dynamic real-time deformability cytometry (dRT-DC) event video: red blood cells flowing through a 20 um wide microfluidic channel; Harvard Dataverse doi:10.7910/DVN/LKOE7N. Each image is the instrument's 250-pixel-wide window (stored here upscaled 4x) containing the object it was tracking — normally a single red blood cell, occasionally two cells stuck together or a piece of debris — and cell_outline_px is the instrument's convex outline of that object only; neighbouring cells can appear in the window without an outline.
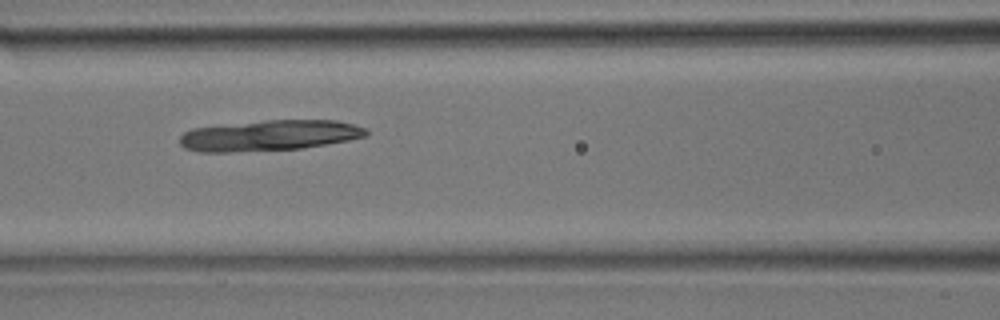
{"species": "common noctule bat (a hibernating species)", "species_latin": "Nyctalus noctula", "temperature_condition": "room temperature", "stored_images_in_passage": 35, "camera_frame_rate_fps": 3000, "um_per_image_px": 0.085, "animal": {"sex": "male", "body_mass_g": 17.9}, "frame": {"image": 1, "passage_image": 15, "time_ms": 4.667, "image_size_px": [1000, 320], "cell_outline_px": [[368, 136], [348, 140], [300, 148], [232, 152], [200, 152], [184, 148], [180, 144], [180, 136], [184, 132], [192, 128], [264, 120], [336, 120], [368, 128]], "centroid_in_image_um": [22.89, 11.51], "position_along_channel_um": 143.7, "area_um2": 33.29}}
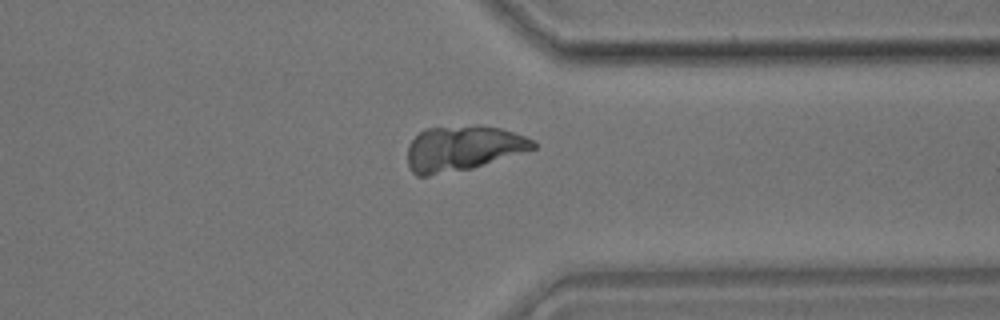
{"frame": {"image": 2, "passage_image": 27, "time_ms": 8.667, "image_size_px": [1000, 320], "cell_outline_px": [[536, 148], [472, 168], [428, 176], [416, 176], [412, 172], [408, 164], [408, 148], [412, 140], [424, 128], [476, 124], [500, 128], [524, 136], [532, 140], [536, 144]], "centroid_in_image_um": [39.31, 12.59], "position_along_channel_um": 372.1, "area_um2": 32.95}}
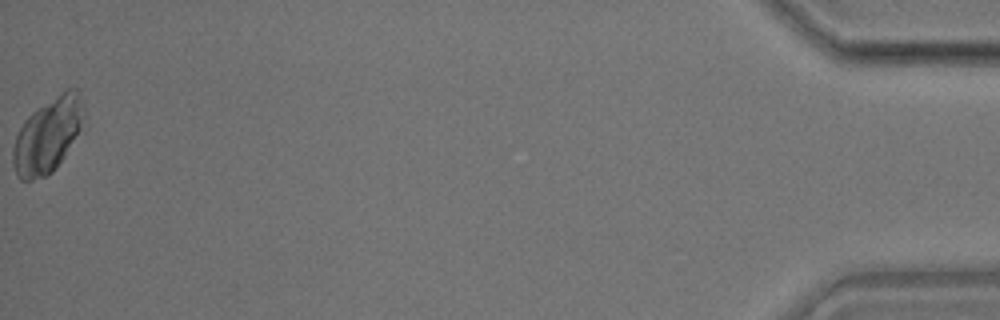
{"frame": {"image": 3, "passage_image": 35, "time_ms": 11.333, "image_size_px": [1000, 320], "cell_outline_px": [[84, 116], [80, 128], [64, 156], [56, 168], [52, 172], [44, 176], [32, 180], [20, 180], [16, 176], [12, 164], [12, 148], [16, 136], [24, 120], [36, 108], [68, 88], [76, 88], [84, 104]], "centroid_in_image_um": [4.02, 11.51], "position_along_channel_um": 431.2, "area_um2": 30.69}}